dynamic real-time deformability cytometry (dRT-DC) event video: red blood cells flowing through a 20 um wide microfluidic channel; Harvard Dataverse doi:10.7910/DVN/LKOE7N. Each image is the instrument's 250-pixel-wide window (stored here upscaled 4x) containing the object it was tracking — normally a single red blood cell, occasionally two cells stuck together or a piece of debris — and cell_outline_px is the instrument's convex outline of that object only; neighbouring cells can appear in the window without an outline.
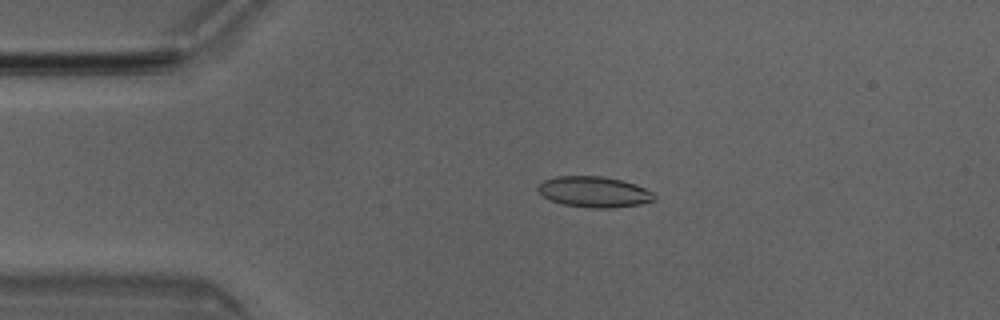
{"species": "Egyptian fruit bat (a non-hibernating species)", "species_latin": "Rousettus aegyptiacus", "temperature_condition": "room temperature", "stored_images_in_passage": 5, "camera_frame_rate_fps": 3000, "um_per_image_px": 0.085, "animal": {"sex": "male"}, "frame": {"image": 1, "passage_image": 3, "time_ms": 0.667, "image_size_px": [1000, 320], "cell_outline_px": [[656, 200], [640, 204], [612, 208], [588, 208], [564, 204], [552, 200], [544, 196], [536, 188], [544, 180], [556, 176], [604, 176], [636, 184], [652, 192], [656, 196]], "centroid_in_image_um": [50.53, 16.31], "position_along_channel_um": 34.5, "area_um2": 20.81}}